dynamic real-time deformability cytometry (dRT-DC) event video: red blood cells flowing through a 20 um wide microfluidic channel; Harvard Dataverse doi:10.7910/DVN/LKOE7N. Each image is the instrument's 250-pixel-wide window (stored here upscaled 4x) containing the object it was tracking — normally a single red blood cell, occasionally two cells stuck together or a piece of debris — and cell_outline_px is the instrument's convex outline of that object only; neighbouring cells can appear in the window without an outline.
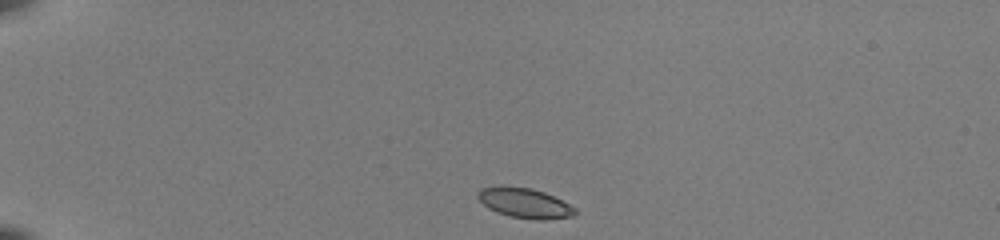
{"species": "common noctule bat (a hibernating species)", "species_latin": "Nyctalus noctula", "temperature_condition": "room temperature", "stored_images_in_passage": 40, "camera_frame_rate_fps": 3000, "um_per_image_px": 0.085, "animal": {"sex": "female", "body_mass_g": 22.0, "forearm_length_mm": 56.7}, "frame": {"image": 1, "passage_image": 1, "time_ms": 0.0, "image_size_px": [1000, 240], "cell_outline_px": [[580, 212], [572, 216], [544, 220], [536, 220], [512, 216], [496, 212], [488, 208], [476, 196], [480, 188], [532, 188], [544, 192], [576, 208]], "centroid_in_image_um": [44.65, 17.3], "position_along_channel_um": 40.3, "area_um2": 16.42}}
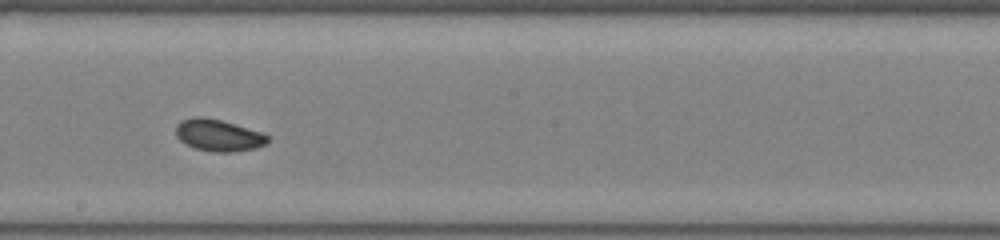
{"frame": {"image": 2, "passage_image": 20, "time_ms": 6.333, "image_size_px": [1000, 240], "cell_outline_px": [[272, 136], [268, 144], [256, 148], [236, 152], [212, 152], [196, 148], [180, 140], [176, 136], [176, 124], [180, 120], [192, 116], [204, 116], [220, 120], [264, 132]], "centroid_in_image_um": [18.63, 11.49], "position_along_channel_um": 229.6, "area_um2": 17.46}}
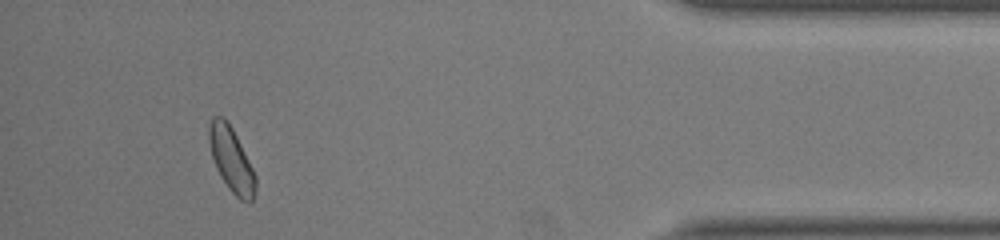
{"frame": {"image": 3, "passage_image": 37, "time_ms": 12.0, "image_size_px": [1000, 240], "cell_outline_px": [[256, 192], [252, 200], [248, 204], [240, 200], [228, 188], [220, 176], [216, 168], [212, 156], [208, 140], [208, 124], [212, 116], [224, 116], [232, 128], [256, 176]], "centroid_in_image_um": [19.65, 13.57], "position_along_channel_um": 415.6, "area_um2": 17.51}, "authors_computed_cell_mechanics": {"area_um2": 17.0799, "velocity_mm_per_s": 3.9808, "shape_relaxation_time_tau1_ms": 2.2935, "shape_relaxation_time_tau2_ms": 6.0571, "deformation_change_tau1": 0.0722, "deformation_change_tau2": 0.0833}}